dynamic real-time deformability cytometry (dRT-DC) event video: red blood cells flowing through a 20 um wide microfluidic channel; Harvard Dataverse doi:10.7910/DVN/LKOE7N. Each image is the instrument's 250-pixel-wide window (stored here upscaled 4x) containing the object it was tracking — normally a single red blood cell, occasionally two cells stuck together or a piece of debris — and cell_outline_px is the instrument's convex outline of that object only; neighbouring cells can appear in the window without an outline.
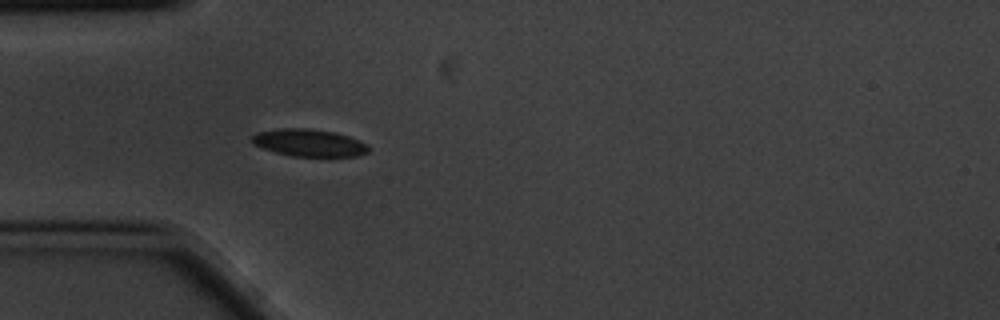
{"species": "common noctule bat (a hibernating species)", "species_latin": "Nyctalus noctula", "temperature_condition": "cold", "stored_images_in_passage": 3, "camera_frame_rate_fps": 3000, "um_per_image_px": 0.085, "animal": {"sex": "male", "body_mass_g": 20.1, "forearm_length_mm": 53.5}, "frame": {"image": 1, "passage_image": 3, "time_ms": 0.667, "image_size_px": [1000, 320], "cell_outline_px": [[368, 152], [356, 156], [292, 156], [276, 152], [252, 144], [252, 136], [256, 132], [280, 128], [308, 128], [336, 132], [348, 136], [368, 144]], "centroid_in_image_um": [26.26, 12.13], "position_along_channel_um": 58.7, "area_um2": 18.5}}